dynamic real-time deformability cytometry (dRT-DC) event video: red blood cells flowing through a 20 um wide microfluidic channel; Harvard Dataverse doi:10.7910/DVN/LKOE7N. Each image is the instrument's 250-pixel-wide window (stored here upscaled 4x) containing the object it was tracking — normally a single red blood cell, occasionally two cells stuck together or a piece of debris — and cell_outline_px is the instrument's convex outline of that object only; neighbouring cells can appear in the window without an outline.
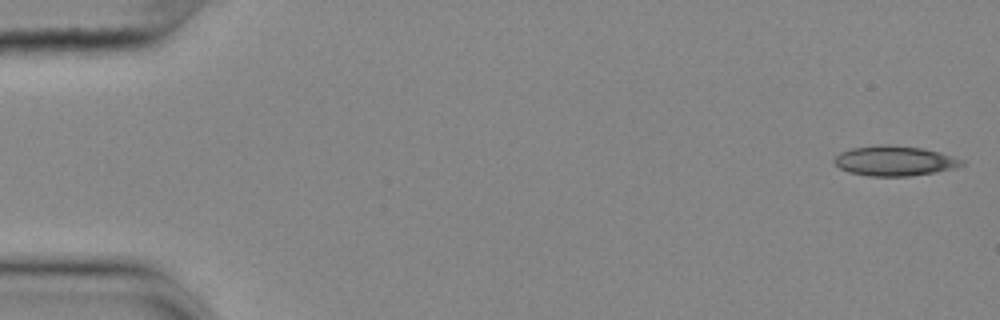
{"species": "common noctule bat (a hibernating species)", "species_latin": "Nyctalus noctula", "temperature_condition": "cold", "stored_images_in_passage": 54, "camera_frame_rate_fps": 3000, "um_per_image_px": 0.085, "animal": {"sex": "female", "body_mass_g": 25.1}, "frame": {"image": 1, "passage_image": 1, "time_ms": 0.0, "image_size_px": [1000, 320], "cell_outline_px": [[964, 164], [956, 168], [936, 172], [908, 176], [868, 176], [848, 172], [840, 168], [832, 160], [840, 152], [852, 148], [880, 144], [888, 144], [924, 148], [940, 152], [964, 160]], "centroid_in_image_um": [76.04, 13.67], "position_along_channel_um": 9.0, "area_um2": 22.43}}
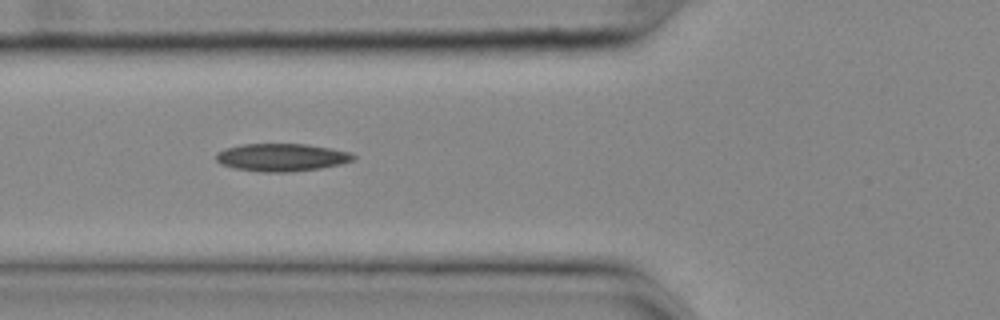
{"frame": {"image": 2, "passage_image": 20, "time_ms": 6.333, "image_size_px": [1000, 320], "cell_outline_px": [[356, 156], [352, 160], [340, 164], [320, 168], [288, 172], [264, 172], [236, 168], [220, 164], [216, 160], [216, 152], [224, 148], [244, 144], [308, 144], [348, 152]], "centroid_in_image_um": [23.89, 13.37], "position_along_channel_um": 101.9, "area_um2": 21.96}}
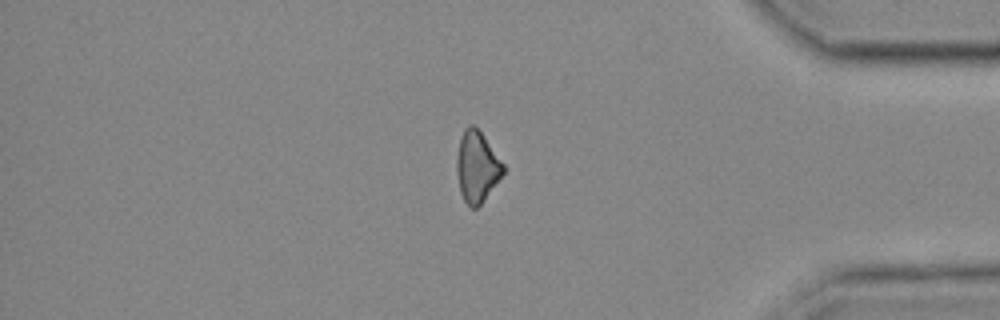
{"frame": {"image": 3, "passage_image": 46, "time_ms": 15.0, "image_size_px": [1000, 320], "cell_outline_px": [[504, 172], [480, 204], [476, 208], [472, 208], [464, 200], [460, 192], [456, 168], [456, 160], [460, 140], [464, 128], [468, 124], [472, 124], [484, 136], [504, 164]], "centroid_in_image_um": [40.52, 14.15], "position_along_channel_um": 394.7, "area_um2": 18.84}, "authors_computed_cell_mechanics": {"area_um2": 21.1548, "velocity_mm_per_s": 3.6794, "shape_relaxation_time_tau1_ms": 10.1216, "shape_relaxation_time_tau2_ms": null, "deformation_change_tau1": 0.1616, "deformation_change_tau2": null}}